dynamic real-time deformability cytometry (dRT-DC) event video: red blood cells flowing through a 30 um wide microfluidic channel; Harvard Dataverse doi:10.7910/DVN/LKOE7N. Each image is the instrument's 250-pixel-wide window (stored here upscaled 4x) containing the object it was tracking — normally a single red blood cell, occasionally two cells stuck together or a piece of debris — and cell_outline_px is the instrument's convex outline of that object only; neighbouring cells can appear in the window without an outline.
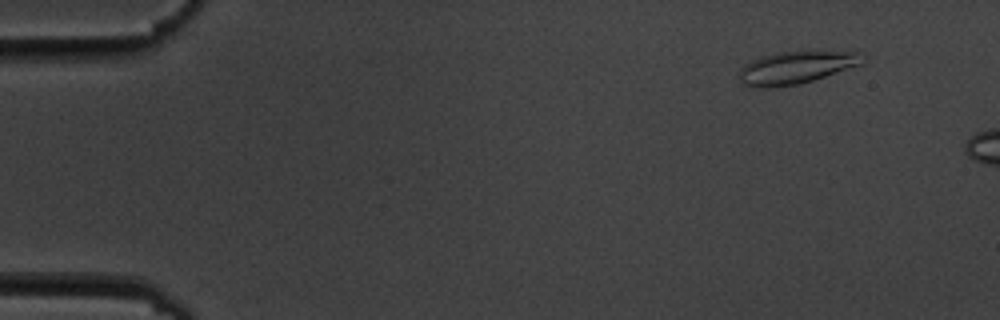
{"species": "common noctule bat (a hibernating species)", "species_latin": "Nyctalus noctula", "temperature_condition": "cold", "stored_images_in_passage": 3, "camera_frame_rate_fps": 3000, "um_per_image_px": 0.085, "animal": {"sex": "male", "body_mass_g": 19.5, "forearm_length_mm": 54.6}, "frame": {"image": 1, "passage_image": 1, "time_ms": 0.0, "image_size_px": [1000, 320], "cell_outline_px": [[864, 64], [800, 84], [768, 88], [764, 88], [744, 84], [740, 80], [740, 72], [744, 64], [760, 56], [776, 52], [800, 48], [812, 48], [856, 52]], "centroid_in_image_um": [67.69, 5.67], "position_along_channel_um": 17.3, "area_um2": 24.22}}